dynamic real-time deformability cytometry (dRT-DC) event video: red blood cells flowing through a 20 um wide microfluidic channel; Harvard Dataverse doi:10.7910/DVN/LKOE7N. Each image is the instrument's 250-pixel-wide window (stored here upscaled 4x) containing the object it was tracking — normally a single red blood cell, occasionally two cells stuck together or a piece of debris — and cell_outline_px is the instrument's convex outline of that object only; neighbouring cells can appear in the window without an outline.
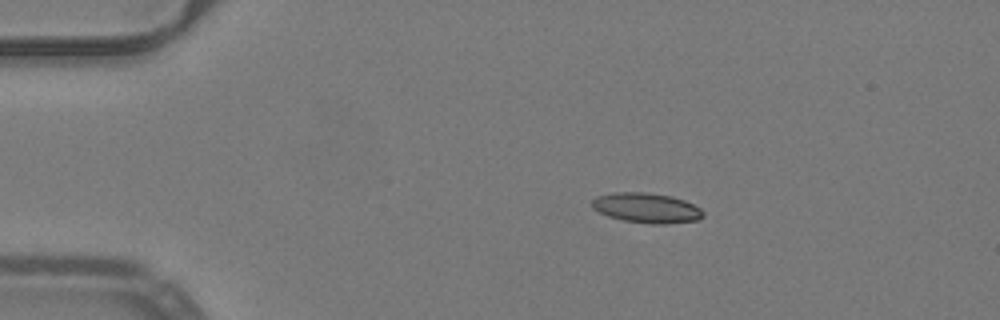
{"species": "common noctule bat (a hibernating species)", "species_latin": "Nyctalus noctula", "temperature_condition": "warm", "stored_images_in_passage": 44, "camera_frame_rate_fps": 3000, "um_per_image_px": 0.085, "animal": {"sex": "male", "body_mass_g": 19.2, "forearm_length_mm": 51.8}, "frame": {"image": 1, "passage_image": 1, "time_ms": 0.0, "image_size_px": [1000, 320], "cell_outline_px": [[704, 216], [700, 220], [664, 224], [652, 224], [624, 220], [608, 216], [592, 208], [592, 200], [596, 196], [612, 192], [648, 192], [672, 196], [684, 200], [700, 208], [704, 212]], "centroid_in_image_um": [54.97, 17.66], "position_along_channel_um": 30.0, "area_um2": 19.54}}
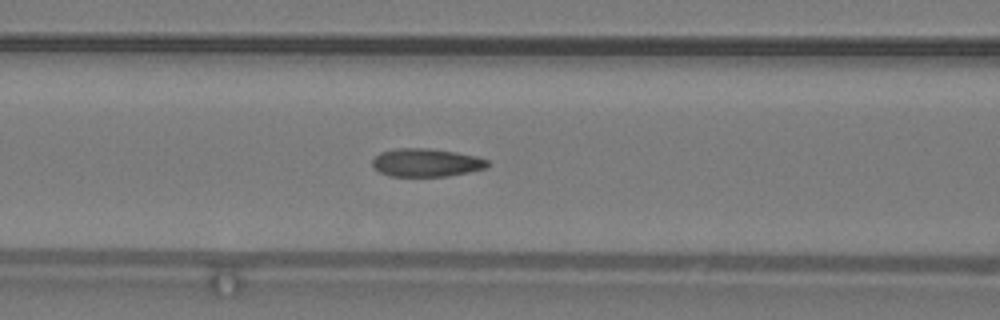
{"frame": {"image": 2, "passage_image": 13, "time_ms": 4.0, "image_size_px": [1000, 320], "cell_outline_px": [[488, 164], [484, 168], [468, 172], [448, 176], [388, 176], [380, 172], [372, 164], [372, 160], [380, 152], [396, 148], [428, 148], [456, 152], [476, 156], [488, 160]], "centroid_in_image_um": [36.21, 13.82], "position_along_channel_um": 130.4, "area_um2": 18.79}}
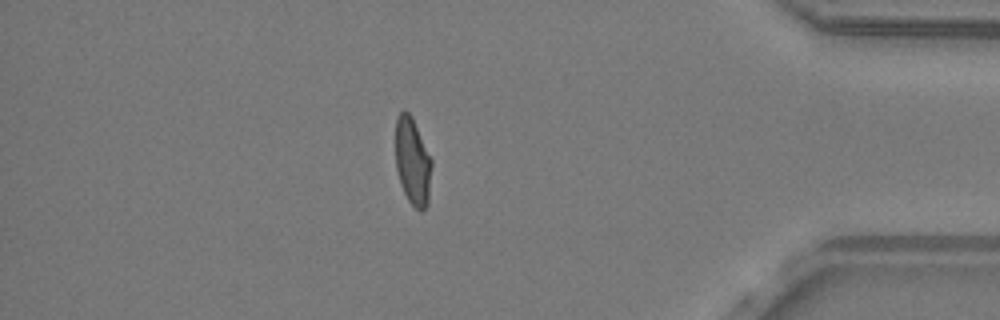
{"frame": {"image": 3, "passage_image": 36, "time_ms": 11.667, "image_size_px": [1000, 320], "cell_outline_px": [[432, 164], [428, 204], [424, 212], [420, 212], [408, 200], [400, 184], [396, 168], [396, 120], [400, 112], [408, 112], [412, 116], [432, 160]], "centroid_in_image_um": [35.08, 13.77], "position_along_channel_um": 400.1, "area_um2": 18.44}}